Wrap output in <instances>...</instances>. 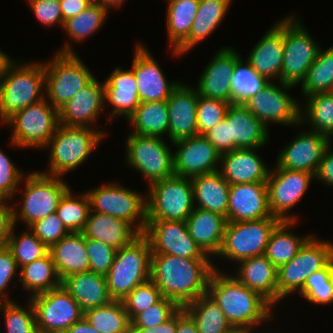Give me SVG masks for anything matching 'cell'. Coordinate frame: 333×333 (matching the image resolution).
Here are the masks:
<instances>
[{
    "instance_id": "6da1fadb",
    "label": "cell",
    "mask_w": 333,
    "mask_h": 333,
    "mask_svg": "<svg viewBox=\"0 0 333 333\" xmlns=\"http://www.w3.org/2000/svg\"><path fill=\"white\" fill-rule=\"evenodd\" d=\"M211 261L151 254L150 279L163 297L183 307L207 293L208 280L215 267Z\"/></svg>"
},
{
    "instance_id": "7a4b0ae2",
    "label": "cell",
    "mask_w": 333,
    "mask_h": 333,
    "mask_svg": "<svg viewBox=\"0 0 333 333\" xmlns=\"http://www.w3.org/2000/svg\"><path fill=\"white\" fill-rule=\"evenodd\" d=\"M207 294L222 309L236 331L254 328L261 322L268 323L273 317L274 306L259 293L248 289L234 275L224 274L218 267H214L208 280Z\"/></svg>"
},
{
    "instance_id": "3957f363",
    "label": "cell",
    "mask_w": 333,
    "mask_h": 333,
    "mask_svg": "<svg viewBox=\"0 0 333 333\" xmlns=\"http://www.w3.org/2000/svg\"><path fill=\"white\" fill-rule=\"evenodd\" d=\"M43 89H46L44 63L36 61L16 64L15 60L10 59L0 76L2 123L17 111L43 100L46 97Z\"/></svg>"
},
{
    "instance_id": "277c9868",
    "label": "cell",
    "mask_w": 333,
    "mask_h": 333,
    "mask_svg": "<svg viewBox=\"0 0 333 333\" xmlns=\"http://www.w3.org/2000/svg\"><path fill=\"white\" fill-rule=\"evenodd\" d=\"M105 132L97 128L58 125L46 148H50L48 171L45 175L62 177L81 166L95 147L104 139Z\"/></svg>"
},
{
    "instance_id": "5b68a950",
    "label": "cell",
    "mask_w": 333,
    "mask_h": 333,
    "mask_svg": "<svg viewBox=\"0 0 333 333\" xmlns=\"http://www.w3.org/2000/svg\"><path fill=\"white\" fill-rule=\"evenodd\" d=\"M151 253L150 242L144 234L116 251L105 275L113 300H123L138 285L150 280Z\"/></svg>"
},
{
    "instance_id": "8992f818",
    "label": "cell",
    "mask_w": 333,
    "mask_h": 333,
    "mask_svg": "<svg viewBox=\"0 0 333 333\" xmlns=\"http://www.w3.org/2000/svg\"><path fill=\"white\" fill-rule=\"evenodd\" d=\"M60 49L51 61L44 63L46 98L57 110L95 77L71 44Z\"/></svg>"
},
{
    "instance_id": "52a82bcc",
    "label": "cell",
    "mask_w": 333,
    "mask_h": 333,
    "mask_svg": "<svg viewBox=\"0 0 333 333\" xmlns=\"http://www.w3.org/2000/svg\"><path fill=\"white\" fill-rule=\"evenodd\" d=\"M332 260L333 243L312 235L290 262L277 269V304L290 294L299 293L306 279Z\"/></svg>"
},
{
    "instance_id": "ba28073f",
    "label": "cell",
    "mask_w": 333,
    "mask_h": 333,
    "mask_svg": "<svg viewBox=\"0 0 333 333\" xmlns=\"http://www.w3.org/2000/svg\"><path fill=\"white\" fill-rule=\"evenodd\" d=\"M23 179L24 197L21 207H13V223L18 219L25 222L26 228L35 221L56 212L63 195L70 189L62 177L45 175L39 171L27 174Z\"/></svg>"
},
{
    "instance_id": "9c48e42d",
    "label": "cell",
    "mask_w": 333,
    "mask_h": 333,
    "mask_svg": "<svg viewBox=\"0 0 333 333\" xmlns=\"http://www.w3.org/2000/svg\"><path fill=\"white\" fill-rule=\"evenodd\" d=\"M147 190V221H186L195 208L190 178L174 175Z\"/></svg>"
},
{
    "instance_id": "30bf717a",
    "label": "cell",
    "mask_w": 333,
    "mask_h": 333,
    "mask_svg": "<svg viewBox=\"0 0 333 333\" xmlns=\"http://www.w3.org/2000/svg\"><path fill=\"white\" fill-rule=\"evenodd\" d=\"M90 200V211L123 219L140 234L147 226V195L108 183L86 192ZM144 196V197H143Z\"/></svg>"
},
{
    "instance_id": "8fae6325",
    "label": "cell",
    "mask_w": 333,
    "mask_h": 333,
    "mask_svg": "<svg viewBox=\"0 0 333 333\" xmlns=\"http://www.w3.org/2000/svg\"><path fill=\"white\" fill-rule=\"evenodd\" d=\"M4 124L12 126L11 144L21 148H46L59 125L58 110L46 98L9 117Z\"/></svg>"
},
{
    "instance_id": "7c38bea8",
    "label": "cell",
    "mask_w": 333,
    "mask_h": 333,
    "mask_svg": "<svg viewBox=\"0 0 333 333\" xmlns=\"http://www.w3.org/2000/svg\"><path fill=\"white\" fill-rule=\"evenodd\" d=\"M280 219L271 216L261 220L227 222L222 246L217 257L234 262L264 255L268 240Z\"/></svg>"
},
{
    "instance_id": "4fadbf2b",
    "label": "cell",
    "mask_w": 333,
    "mask_h": 333,
    "mask_svg": "<svg viewBox=\"0 0 333 333\" xmlns=\"http://www.w3.org/2000/svg\"><path fill=\"white\" fill-rule=\"evenodd\" d=\"M296 17L284 18V53L280 77V82L294 87L303 82L320 49Z\"/></svg>"
},
{
    "instance_id": "5bb4252c",
    "label": "cell",
    "mask_w": 333,
    "mask_h": 333,
    "mask_svg": "<svg viewBox=\"0 0 333 333\" xmlns=\"http://www.w3.org/2000/svg\"><path fill=\"white\" fill-rule=\"evenodd\" d=\"M126 163L149 182L174 176L173 152L162 137L129 134L126 138Z\"/></svg>"
},
{
    "instance_id": "9a60e30c",
    "label": "cell",
    "mask_w": 333,
    "mask_h": 333,
    "mask_svg": "<svg viewBox=\"0 0 333 333\" xmlns=\"http://www.w3.org/2000/svg\"><path fill=\"white\" fill-rule=\"evenodd\" d=\"M291 88L294 86L282 82L280 86H277L275 83L268 82L260 92L246 99L242 105L266 127L270 122L284 126H298L301 124L303 108L293 96L286 92Z\"/></svg>"
},
{
    "instance_id": "2e32d148",
    "label": "cell",
    "mask_w": 333,
    "mask_h": 333,
    "mask_svg": "<svg viewBox=\"0 0 333 333\" xmlns=\"http://www.w3.org/2000/svg\"><path fill=\"white\" fill-rule=\"evenodd\" d=\"M39 333H64L84 317V311L61 285L29 297Z\"/></svg>"
},
{
    "instance_id": "e0dca14e",
    "label": "cell",
    "mask_w": 333,
    "mask_h": 333,
    "mask_svg": "<svg viewBox=\"0 0 333 333\" xmlns=\"http://www.w3.org/2000/svg\"><path fill=\"white\" fill-rule=\"evenodd\" d=\"M312 179H315V175L306 171L281 168L270 170L266 184L272 216L281 221H297L299 218L288 212L302 199Z\"/></svg>"
},
{
    "instance_id": "ac0fdd59",
    "label": "cell",
    "mask_w": 333,
    "mask_h": 333,
    "mask_svg": "<svg viewBox=\"0 0 333 333\" xmlns=\"http://www.w3.org/2000/svg\"><path fill=\"white\" fill-rule=\"evenodd\" d=\"M151 254H170L188 259H211L193 240L185 221H147L143 233Z\"/></svg>"
},
{
    "instance_id": "d6986e66",
    "label": "cell",
    "mask_w": 333,
    "mask_h": 333,
    "mask_svg": "<svg viewBox=\"0 0 333 333\" xmlns=\"http://www.w3.org/2000/svg\"><path fill=\"white\" fill-rule=\"evenodd\" d=\"M175 176L193 178L219 171L220 153L204 135H196L173 143Z\"/></svg>"
},
{
    "instance_id": "ffe728a7",
    "label": "cell",
    "mask_w": 333,
    "mask_h": 333,
    "mask_svg": "<svg viewBox=\"0 0 333 333\" xmlns=\"http://www.w3.org/2000/svg\"><path fill=\"white\" fill-rule=\"evenodd\" d=\"M331 141L318 132L302 131L278 153L275 168L306 171L315 175Z\"/></svg>"
},
{
    "instance_id": "44dd1931",
    "label": "cell",
    "mask_w": 333,
    "mask_h": 333,
    "mask_svg": "<svg viewBox=\"0 0 333 333\" xmlns=\"http://www.w3.org/2000/svg\"><path fill=\"white\" fill-rule=\"evenodd\" d=\"M134 54L131 69L137 81L140 102L166 101L180 82H168L158 62L139 42Z\"/></svg>"
},
{
    "instance_id": "7402d4cb",
    "label": "cell",
    "mask_w": 333,
    "mask_h": 333,
    "mask_svg": "<svg viewBox=\"0 0 333 333\" xmlns=\"http://www.w3.org/2000/svg\"><path fill=\"white\" fill-rule=\"evenodd\" d=\"M240 58L241 56L233 48L219 49L201 73L196 88L198 94L232 104L231 76Z\"/></svg>"
},
{
    "instance_id": "603a6c76",
    "label": "cell",
    "mask_w": 333,
    "mask_h": 333,
    "mask_svg": "<svg viewBox=\"0 0 333 333\" xmlns=\"http://www.w3.org/2000/svg\"><path fill=\"white\" fill-rule=\"evenodd\" d=\"M104 108V85L94 77L58 110L59 124L94 128L92 123H96Z\"/></svg>"
},
{
    "instance_id": "cb8c5ba5",
    "label": "cell",
    "mask_w": 333,
    "mask_h": 333,
    "mask_svg": "<svg viewBox=\"0 0 333 333\" xmlns=\"http://www.w3.org/2000/svg\"><path fill=\"white\" fill-rule=\"evenodd\" d=\"M198 98L197 89L182 82L166 100L169 114L168 138L172 143L197 135Z\"/></svg>"
},
{
    "instance_id": "d4e9b609",
    "label": "cell",
    "mask_w": 333,
    "mask_h": 333,
    "mask_svg": "<svg viewBox=\"0 0 333 333\" xmlns=\"http://www.w3.org/2000/svg\"><path fill=\"white\" fill-rule=\"evenodd\" d=\"M228 222L261 220L271 217L266 183L230 185Z\"/></svg>"
},
{
    "instance_id": "484cf974",
    "label": "cell",
    "mask_w": 333,
    "mask_h": 333,
    "mask_svg": "<svg viewBox=\"0 0 333 333\" xmlns=\"http://www.w3.org/2000/svg\"><path fill=\"white\" fill-rule=\"evenodd\" d=\"M284 53V19L276 22L249 53L246 62L267 81L281 77Z\"/></svg>"
},
{
    "instance_id": "4316f807",
    "label": "cell",
    "mask_w": 333,
    "mask_h": 333,
    "mask_svg": "<svg viewBox=\"0 0 333 333\" xmlns=\"http://www.w3.org/2000/svg\"><path fill=\"white\" fill-rule=\"evenodd\" d=\"M256 149H235L220 154L219 172L228 184L266 183L271 169Z\"/></svg>"
},
{
    "instance_id": "83f0119b",
    "label": "cell",
    "mask_w": 333,
    "mask_h": 333,
    "mask_svg": "<svg viewBox=\"0 0 333 333\" xmlns=\"http://www.w3.org/2000/svg\"><path fill=\"white\" fill-rule=\"evenodd\" d=\"M225 119L230 125V151L264 147L269 128L240 103L230 104Z\"/></svg>"
},
{
    "instance_id": "f1b7e54d",
    "label": "cell",
    "mask_w": 333,
    "mask_h": 333,
    "mask_svg": "<svg viewBox=\"0 0 333 333\" xmlns=\"http://www.w3.org/2000/svg\"><path fill=\"white\" fill-rule=\"evenodd\" d=\"M103 85L105 104H111L113 108L109 118L106 119L112 121L113 116H124L128 119L141 103L133 70H123L117 67L103 81Z\"/></svg>"
},
{
    "instance_id": "f546056e",
    "label": "cell",
    "mask_w": 333,
    "mask_h": 333,
    "mask_svg": "<svg viewBox=\"0 0 333 333\" xmlns=\"http://www.w3.org/2000/svg\"><path fill=\"white\" fill-rule=\"evenodd\" d=\"M234 276L248 289L259 293L272 306L277 303V268L265 256L240 261Z\"/></svg>"
},
{
    "instance_id": "4dcf8cb0",
    "label": "cell",
    "mask_w": 333,
    "mask_h": 333,
    "mask_svg": "<svg viewBox=\"0 0 333 333\" xmlns=\"http://www.w3.org/2000/svg\"><path fill=\"white\" fill-rule=\"evenodd\" d=\"M185 222L189 234L200 249L207 256L214 255L217 258L227 224L226 217L195 207Z\"/></svg>"
},
{
    "instance_id": "1f68e13d",
    "label": "cell",
    "mask_w": 333,
    "mask_h": 333,
    "mask_svg": "<svg viewBox=\"0 0 333 333\" xmlns=\"http://www.w3.org/2000/svg\"><path fill=\"white\" fill-rule=\"evenodd\" d=\"M82 234L119 250L140 233L128 222L107 214L90 211Z\"/></svg>"
},
{
    "instance_id": "d6a6232c",
    "label": "cell",
    "mask_w": 333,
    "mask_h": 333,
    "mask_svg": "<svg viewBox=\"0 0 333 333\" xmlns=\"http://www.w3.org/2000/svg\"><path fill=\"white\" fill-rule=\"evenodd\" d=\"M61 285L83 311L105 305L113 300L106 277L92 271L74 273L62 279Z\"/></svg>"
},
{
    "instance_id": "836d02e7",
    "label": "cell",
    "mask_w": 333,
    "mask_h": 333,
    "mask_svg": "<svg viewBox=\"0 0 333 333\" xmlns=\"http://www.w3.org/2000/svg\"><path fill=\"white\" fill-rule=\"evenodd\" d=\"M232 0H200L189 36L173 49L175 56L185 54L209 37L220 25Z\"/></svg>"
},
{
    "instance_id": "e575fe53",
    "label": "cell",
    "mask_w": 333,
    "mask_h": 333,
    "mask_svg": "<svg viewBox=\"0 0 333 333\" xmlns=\"http://www.w3.org/2000/svg\"><path fill=\"white\" fill-rule=\"evenodd\" d=\"M190 180L193 188L194 207L218 213L226 217L228 222L230 184L223 179L222 174L217 171L199 175Z\"/></svg>"
},
{
    "instance_id": "d590c367",
    "label": "cell",
    "mask_w": 333,
    "mask_h": 333,
    "mask_svg": "<svg viewBox=\"0 0 333 333\" xmlns=\"http://www.w3.org/2000/svg\"><path fill=\"white\" fill-rule=\"evenodd\" d=\"M60 279L89 271V257L82 232H70L49 248Z\"/></svg>"
},
{
    "instance_id": "8d00e7d4",
    "label": "cell",
    "mask_w": 333,
    "mask_h": 333,
    "mask_svg": "<svg viewBox=\"0 0 333 333\" xmlns=\"http://www.w3.org/2000/svg\"><path fill=\"white\" fill-rule=\"evenodd\" d=\"M19 270L20 275L16 274V277H19L23 290L31 292V297L61 286L62 280L57 273L50 252L42 258L22 266Z\"/></svg>"
},
{
    "instance_id": "74e56055",
    "label": "cell",
    "mask_w": 333,
    "mask_h": 333,
    "mask_svg": "<svg viewBox=\"0 0 333 333\" xmlns=\"http://www.w3.org/2000/svg\"><path fill=\"white\" fill-rule=\"evenodd\" d=\"M197 326L198 333H236L224 312L206 293L183 306Z\"/></svg>"
},
{
    "instance_id": "f35d334b",
    "label": "cell",
    "mask_w": 333,
    "mask_h": 333,
    "mask_svg": "<svg viewBox=\"0 0 333 333\" xmlns=\"http://www.w3.org/2000/svg\"><path fill=\"white\" fill-rule=\"evenodd\" d=\"M298 221H281L271 233L264 255L278 269L290 262L304 243L312 236L301 237L290 231ZM295 223V224H294Z\"/></svg>"
},
{
    "instance_id": "ab89813d",
    "label": "cell",
    "mask_w": 333,
    "mask_h": 333,
    "mask_svg": "<svg viewBox=\"0 0 333 333\" xmlns=\"http://www.w3.org/2000/svg\"><path fill=\"white\" fill-rule=\"evenodd\" d=\"M127 120L133 126V133L131 134L155 137L168 135L167 101L141 102Z\"/></svg>"
},
{
    "instance_id": "60d3db41",
    "label": "cell",
    "mask_w": 333,
    "mask_h": 333,
    "mask_svg": "<svg viewBox=\"0 0 333 333\" xmlns=\"http://www.w3.org/2000/svg\"><path fill=\"white\" fill-rule=\"evenodd\" d=\"M200 0H169L166 16L169 46L176 49L190 34Z\"/></svg>"
},
{
    "instance_id": "b9f144b4",
    "label": "cell",
    "mask_w": 333,
    "mask_h": 333,
    "mask_svg": "<svg viewBox=\"0 0 333 333\" xmlns=\"http://www.w3.org/2000/svg\"><path fill=\"white\" fill-rule=\"evenodd\" d=\"M84 318L100 333H129L131 321L122 300L87 309Z\"/></svg>"
},
{
    "instance_id": "7bdbcfd3",
    "label": "cell",
    "mask_w": 333,
    "mask_h": 333,
    "mask_svg": "<svg viewBox=\"0 0 333 333\" xmlns=\"http://www.w3.org/2000/svg\"><path fill=\"white\" fill-rule=\"evenodd\" d=\"M305 99L307 103L305 102L304 109H301V124L308 121V124H311L312 131L332 139L333 92L313 94Z\"/></svg>"
},
{
    "instance_id": "ee69618b",
    "label": "cell",
    "mask_w": 333,
    "mask_h": 333,
    "mask_svg": "<svg viewBox=\"0 0 333 333\" xmlns=\"http://www.w3.org/2000/svg\"><path fill=\"white\" fill-rule=\"evenodd\" d=\"M301 91L305 98L313 94L333 92V46L327 50L319 49L301 83Z\"/></svg>"
},
{
    "instance_id": "f6af8a7d",
    "label": "cell",
    "mask_w": 333,
    "mask_h": 333,
    "mask_svg": "<svg viewBox=\"0 0 333 333\" xmlns=\"http://www.w3.org/2000/svg\"><path fill=\"white\" fill-rule=\"evenodd\" d=\"M108 13L100 4L92 2L77 16L66 20L63 29L70 39L81 43L103 26Z\"/></svg>"
},
{
    "instance_id": "bcb514c9",
    "label": "cell",
    "mask_w": 333,
    "mask_h": 333,
    "mask_svg": "<svg viewBox=\"0 0 333 333\" xmlns=\"http://www.w3.org/2000/svg\"><path fill=\"white\" fill-rule=\"evenodd\" d=\"M71 188L61 198L56 213L70 232H82L90 212L87 193L74 196Z\"/></svg>"
},
{
    "instance_id": "7dc6e473",
    "label": "cell",
    "mask_w": 333,
    "mask_h": 333,
    "mask_svg": "<svg viewBox=\"0 0 333 333\" xmlns=\"http://www.w3.org/2000/svg\"><path fill=\"white\" fill-rule=\"evenodd\" d=\"M241 57L234 66L231 76L233 103L242 104L246 99L260 92L269 82L258 75Z\"/></svg>"
},
{
    "instance_id": "c3c4849f",
    "label": "cell",
    "mask_w": 333,
    "mask_h": 333,
    "mask_svg": "<svg viewBox=\"0 0 333 333\" xmlns=\"http://www.w3.org/2000/svg\"><path fill=\"white\" fill-rule=\"evenodd\" d=\"M13 225L7 247L12 251L18 267L42 258L49 252V248L27 227L20 236L14 234Z\"/></svg>"
},
{
    "instance_id": "681fc988",
    "label": "cell",
    "mask_w": 333,
    "mask_h": 333,
    "mask_svg": "<svg viewBox=\"0 0 333 333\" xmlns=\"http://www.w3.org/2000/svg\"><path fill=\"white\" fill-rule=\"evenodd\" d=\"M298 294L314 304L333 303V260L323 269L311 274Z\"/></svg>"
},
{
    "instance_id": "f907efd6",
    "label": "cell",
    "mask_w": 333,
    "mask_h": 333,
    "mask_svg": "<svg viewBox=\"0 0 333 333\" xmlns=\"http://www.w3.org/2000/svg\"><path fill=\"white\" fill-rule=\"evenodd\" d=\"M0 313L4 314L6 333H39L31 301L26 308L13 300L0 303Z\"/></svg>"
},
{
    "instance_id": "816d5d0a",
    "label": "cell",
    "mask_w": 333,
    "mask_h": 333,
    "mask_svg": "<svg viewBox=\"0 0 333 333\" xmlns=\"http://www.w3.org/2000/svg\"><path fill=\"white\" fill-rule=\"evenodd\" d=\"M230 103L199 95L197 103V135H204L226 117Z\"/></svg>"
},
{
    "instance_id": "f5cc1de1",
    "label": "cell",
    "mask_w": 333,
    "mask_h": 333,
    "mask_svg": "<svg viewBox=\"0 0 333 333\" xmlns=\"http://www.w3.org/2000/svg\"><path fill=\"white\" fill-rule=\"evenodd\" d=\"M163 298L156 284L150 279L138 285L123 300L130 321L140 312Z\"/></svg>"
},
{
    "instance_id": "db71d44e",
    "label": "cell",
    "mask_w": 333,
    "mask_h": 333,
    "mask_svg": "<svg viewBox=\"0 0 333 333\" xmlns=\"http://www.w3.org/2000/svg\"><path fill=\"white\" fill-rule=\"evenodd\" d=\"M180 308L175 301L163 297L159 302L138 313L131 320V327H151L162 324Z\"/></svg>"
},
{
    "instance_id": "11a10c76",
    "label": "cell",
    "mask_w": 333,
    "mask_h": 333,
    "mask_svg": "<svg viewBox=\"0 0 333 333\" xmlns=\"http://www.w3.org/2000/svg\"><path fill=\"white\" fill-rule=\"evenodd\" d=\"M85 247L89 257V271L105 276L114 261L117 249L86 237Z\"/></svg>"
},
{
    "instance_id": "9f6ffc18",
    "label": "cell",
    "mask_w": 333,
    "mask_h": 333,
    "mask_svg": "<svg viewBox=\"0 0 333 333\" xmlns=\"http://www.w3.org/2000/svg\"><path fill=\"white\" fill-rule=\"evenodd\" d=\"M28 228L48 248L59 242L63 237L70 233L56 212L51 213L45 218L35 221Z\"/></svg>"
},
{
    "instance_id": "6f0895ef",
    "label": "cell",
    "mask_w": 333,
    "mask_h": 333,
    "mask_svg": "<svg viewBox=\"0 0 333 333\" xmlns=\"http://www.w3.org/2000/svg\"><path fill=\"white\" fill-rule=\"evenodd\" d=\"M23 177L16 164L0 149V199L11 200Z\"/></svg>"
},
{
    "instance_id": "680465c9",
    "label": "cell",
    "mask_w": 333,
    "mask_h": 333,
    "mask_svg": "<svg viewBox=\"0 0 333 333\" xmlns=\"http://www.w3.org/2000/svg\"><path fill=\"white\" fill-rule=\"evenodd\" d=\"M27 2L40 23L47 27L59 23V26L63 28L60 0H28Z\"/></svg>"
},
{
    "instance_id": "91938a15",
    "label": "cell",
    "mask_w": 333,
    "mask_h": 333,
    "mask_svg": "<svg viewBox=\"0 0 333 333\" xmlns=\"http://www.w3.org/2000/svg\"><path fill=\"white\" fill-rule=\"evenodd\" d=\"M18 265L12 251L7 247L0 248V302H11L8 298V285L17 273ZM5 292V293H4Z\"/></svg>"
},
{
    "instance_id": "94428289",
    "label": "cell",
    "mask_w": 333,
    "mask_h": 333,
    "mask_svg": "<svg viewBox=\"0 0 333 333\" xmlns=\"http://www.w3.org/2000/svg\"><path fill=\"white\" fill-rule=\"evenodd\" d=\"M204 136L220 154L230 151V125L226 119L207 131Z\"/></svg>"
},
{
    "instance_id": "6125c7cd",
    "label": "cell",
    "mask_w": 333,
    "mask_h": 333,
    "mask_svg": "<svg viewBox=\"0 0 333 333\" xmlns=\"http://www.w3.org/2000/svg\"><path fill=\"white\" fill-rule=\"evenodd\" d=\"M9 199H0V248L7 246L13 223V207Z\"/></svg>"
},
{
    "instance_id": "be15d7a7",
    "label": "cell",
    "mask_w": 333,
    "mask_h": 333,
    "mask_svg": "<svg viewBox=\"0 0 333 333\" xmlns=\"http://www.w3.org/2000/svg\"><path fill=\"white\" fill-rule=\"evenodd\" d=\"M330 149V150H329ZM315 180L323 182L330 187H333V150H331V143L324 152L320 161L318 170L315 174Z\"/></svg>"
},
{
    "instance_id": "e7e4bbea",
    "label": "cell",
    "mask_w": 333,
    "mask_h": 333,
    "mask_svg": "<svg viewBox=\"0 0 333 333\" xmlns=\"http://www.w3.org/2000/svg\"><path fill=\"white\" fill-rule=\"evenodd\" d=\"M93 0H60L63 21L77 16L92 4Z\"/></svg>"
},
{
    "instance_id": "03108f58",
    "label": "cell",
    "mask_w": 333,
    "mask_h": 333,
    "mask_svg": "<svg viewBox=\"0 0 333 333\" xmlns=\"http://www.w3.org/2000/svg\"><path fill=\"white\" fill-rule=\"evenodd\" d=\"M134 333H176V313L166 322L151 327H131Z\"/></svg>"
},
{
    "instance_id": "003e7915",
    "label": "cell",
    "mask_w": 333,
    "mask_h": 333,
    "mask_svg": "<svg viewBox=\"0 0 333 333\" xmlns=\"http://www.w3.org/2000/svg\"><path fill=\"white\" fill-rule=\"evenodd\" d=\"M176 333H198L195 322L183 307L176 312Z\"/></svg>"
},
{
    "instance_id": "a7ac6f4b",
    "label": "cell",
    "mask_w": 333,
    "mask_h": 333,
    "mask_svg": "<svg viewBox=\"0 0 333 333\" xmlns=\"http://www.w3.org/2000/svg\"><path fill=\"white\" fill-rule=\"evenodd\" d=\"M64 333H100L83 317L80 321L75 322Z\"/></svg>"
},
{
    "instance_id": "89a4df30",
    "label": "cell",
    "mask_w": 333,
    "mask_h": 333,
    "mask_svg": "<svg viewBox=\"0 0 333 333\" xmlns=\"http://www.w3.org/2000/svg\"><path fill=\"white\" fill-rule=\"evenodd\" d=\"M93 2L100 4L108 11L109 8L121 7L125 0H93Z\"/></svg>"
},
{
    "instance_id": "2644e50d",
    "label": "cell",
    "mask_w": 333,
    "mask_h": 333,
    "mask_svg": "<svg viewBox=\"0 0 333 333\" xmlns=\"http://www.w3.org/2000/svg\"><path fill=\"white\" fill-rule=\"evenodd\" d=\"M10 56L8 54L6 55L5 52L0 51V76L3 72V69L6 65V63L10 60Z\"/></svg>"
},
{
    "instance_id": "8c879c8a",
    "label": "cell",
    "mask_w": 333,
    "mask_h": 333,
    "mask_svg": "<svg viewBox=\"0 0 333 333\" xmlns=\"http://www.w3.org/2000/svg\"><path fill=\"white\" fill-rule=\"evenodd\" d=\"M252 329H253V328L237 330L236 333H254ZM256 333H257V332H256Z\"/></svg>"
}]
</instances>
